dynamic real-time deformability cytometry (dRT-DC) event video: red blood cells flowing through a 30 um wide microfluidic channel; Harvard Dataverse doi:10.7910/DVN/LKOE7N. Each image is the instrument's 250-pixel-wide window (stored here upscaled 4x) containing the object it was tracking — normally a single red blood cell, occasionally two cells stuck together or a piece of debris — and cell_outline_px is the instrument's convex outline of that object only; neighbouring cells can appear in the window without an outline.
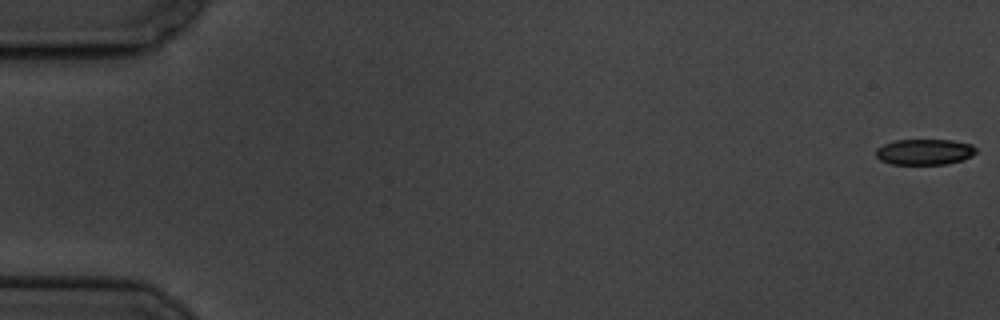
{"species": "common noctule bat (a hibernating species)", "species_latin": "Nyctalus noctula", "temperature_condition": "cold", "stored_images_in_passage": 6, "camera_frame_rate_fps": 3000, "um_per_image_px": 0.085, "animal": {"sex": "male", "body_mass_g": 19.5, "forearm_length_mm": 54.6}, "frame": {"image": 1, "passage_image": 1, "time_ms": 0.0, "image_size_px": [1000, 320], "cell_outline_px": [[976, 152], [972, 156], [964, 160], [948, 164], [892, 164], [880, 160], [876, 156], [876, 148], [884, 144], [896, 140], [952, 140], [972, 144], [976, 148]], "centroid_in_image_um": [78.61, 12.91], "position_along_channel_um": 6.4, "area_um2": 15.14}}
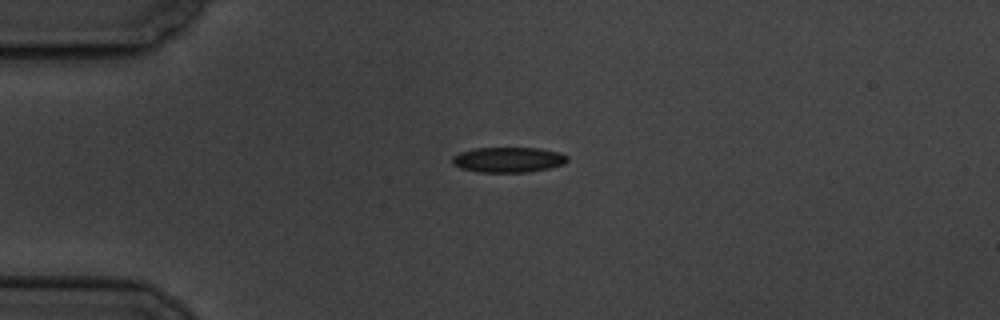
{"frame": {"image": 2, "passage_image": 5, "time_ms": 4.667, "image_size_px": [1000, 320], "cell_outline_px": [[568, 160], [564, 164], [548, 168], [528, 172], [480, 172], [460, 168], [452, 164], [452, 156], [460, 152], [476, 148], [540, 148], [560, 152], [568, 156]], "centroid_in_image_um": [43.21, 13.57], "position_along_channel_um": 41.8, "area_um2": 16.99}}